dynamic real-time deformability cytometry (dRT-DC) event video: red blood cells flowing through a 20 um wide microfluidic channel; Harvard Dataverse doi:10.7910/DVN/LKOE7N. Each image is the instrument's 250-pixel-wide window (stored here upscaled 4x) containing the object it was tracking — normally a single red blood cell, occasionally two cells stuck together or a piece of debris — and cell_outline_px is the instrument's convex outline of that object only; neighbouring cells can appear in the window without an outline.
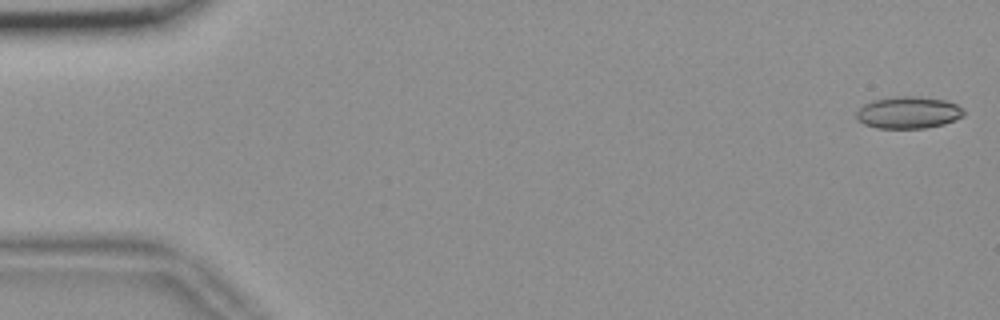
{"species": "common noctule bat (a hibernating species)", "species_latin": "Nyctalus noctula", "temperature_condition": "room temperature", "stored_images_in_passage": 14, "camera_frame_rate_fps": 3000, "um_per_image_px": 0.085, "animal": {"sex": "female", "body_mass_g": 18.4}, "frame": {"image": 1, "passage_image": 1, "time_ms": 0.0, "image_size_px": [1000, 320], "cell_outline_px": [[964, 116], [944, 124], [924, 128], [876, 128], [864, 124], [856, 120], [856, 112], [864, 104], [872, 100], [896, 96], [920, 96], [944, 100], [956, 104], [964, 108]], "centroid_in_image_um": [77.2, 9.56], "position_along_channel_um": 7.8, "area_um2": 20.17}}